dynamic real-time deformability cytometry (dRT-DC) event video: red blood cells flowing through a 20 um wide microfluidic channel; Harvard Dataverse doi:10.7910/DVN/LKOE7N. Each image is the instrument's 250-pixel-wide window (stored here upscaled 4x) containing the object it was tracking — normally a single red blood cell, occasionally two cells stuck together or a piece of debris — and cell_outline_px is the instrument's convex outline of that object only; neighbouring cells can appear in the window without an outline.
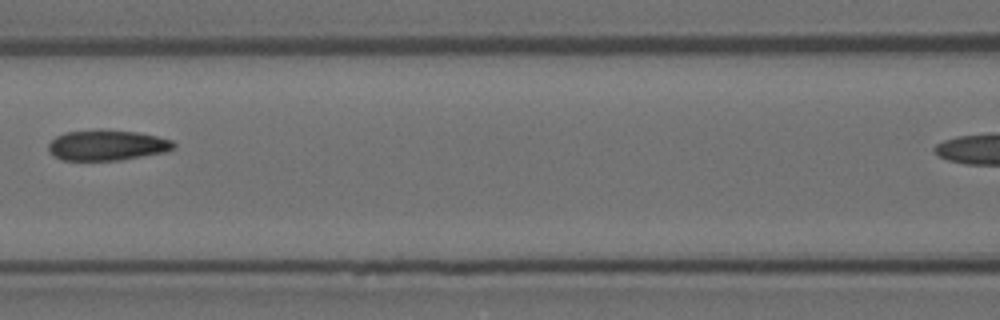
{"species": "Egyptian fruit bat (a non-hibernating species)", "species_latin": "Rousettus aegyptiacus", "temperature_condition": "room temperature", "stored_images_in_passage": 7, "camera_frame_rate_fps": 3000, "um_per_image_px": 0.085, "animal": {"sex": "female"}, "frame": {"image": 1, "passage_image": 6, "time_ms": 1.667, "image_size_px": [1000, 320], "cell_outline_px": [[176, 144], [172, 148], [164, 152], [120, 160], [64, 160], [56, 156], [48, 148], [48, 144], [56, 136], [64, 132], [100, 128], [136, 132], [156, 136], [172, 140]], "centroid_in_image_um": [9.08, 12.32], "position_along_channel_um": 157.5, "area_um2": 22.25}}